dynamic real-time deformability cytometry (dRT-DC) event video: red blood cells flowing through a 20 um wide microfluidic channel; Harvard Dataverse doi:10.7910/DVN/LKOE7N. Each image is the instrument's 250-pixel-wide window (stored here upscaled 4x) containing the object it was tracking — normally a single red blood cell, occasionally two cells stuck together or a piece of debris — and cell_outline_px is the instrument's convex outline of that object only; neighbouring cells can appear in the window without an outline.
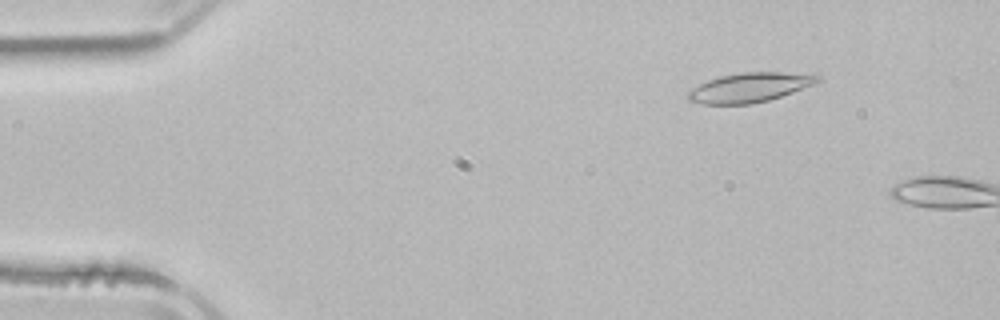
{"species": "common noctule bat (a hibernating species)", "species_latin": "Nyctalus noctula", "temperature_condition": "room temperature", "stored_images_in_passage": 3, "camera_frame_rate_fps": 3000, "um_per_image_px": 0.085, "animal": {"sex": "male", "body_mass_g": 21.5, "forearm_length_mm": 52.0}, "frame": {"image": 1, "passage_image": 2, "time_ms": 1.333, "image_size_px": [1000, 320], "cell_outline_px": [[820, 80], [812, 84], [792, 92], [768, 100], [752, 104], [704, 104], [688, 100], [688, 92], [700, 84], [708, 80], [720, 76], [744, 72], [780, 72], [820, 76]], "centroid_in_image_um": [63.67, 7.44], "position_along_channel_um": 21.3, "area_um2": 21.68}}